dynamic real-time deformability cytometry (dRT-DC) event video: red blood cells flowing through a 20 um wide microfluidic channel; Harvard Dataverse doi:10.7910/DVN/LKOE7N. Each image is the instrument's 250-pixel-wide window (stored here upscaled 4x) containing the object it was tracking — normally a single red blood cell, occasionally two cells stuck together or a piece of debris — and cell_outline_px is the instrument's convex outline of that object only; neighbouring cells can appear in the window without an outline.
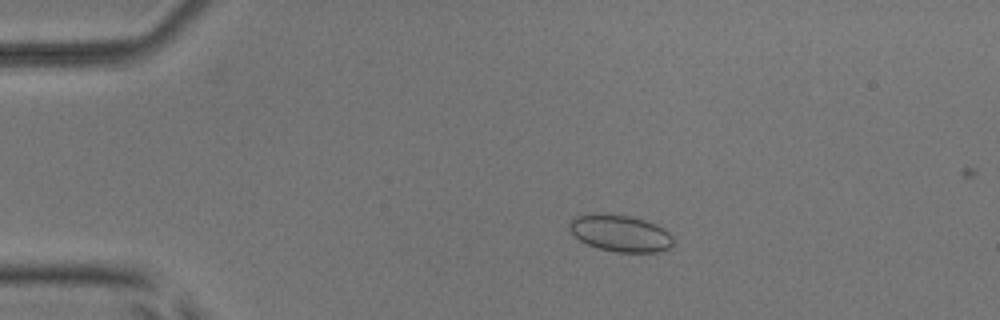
{"species": "common noctule bat (a hibernating species)", "species_latin": "Nyctalus noctula", "temperature_condition": "room temperature", "stored_images_in_passage": 5, "camera_frame_rate_fps": 3000, "um_per_image_px": 0.085, "animal": {"sex": "male", "body_mass_g": 17.9, "forearm_length_mm": 54.2}, "frame": {"image": 1, "passage_image": 3, "time_ms": 2.333, "image_size_px": [1000, 320], "cell_outline_px": [[672, 244], [668, 248], [656, 252], [616, 252], [596, 248], [580, 240], [568, 228], [568, 224], [576, 216], [592, 212], [604, 212], [628, 216], [644, 220], [656, 224], [664, 228], [672, 236]], "centroid_in_image_um": [52.69, 19.8], "position_along_channel_um": 32.3, "area_um2": 22.37}}